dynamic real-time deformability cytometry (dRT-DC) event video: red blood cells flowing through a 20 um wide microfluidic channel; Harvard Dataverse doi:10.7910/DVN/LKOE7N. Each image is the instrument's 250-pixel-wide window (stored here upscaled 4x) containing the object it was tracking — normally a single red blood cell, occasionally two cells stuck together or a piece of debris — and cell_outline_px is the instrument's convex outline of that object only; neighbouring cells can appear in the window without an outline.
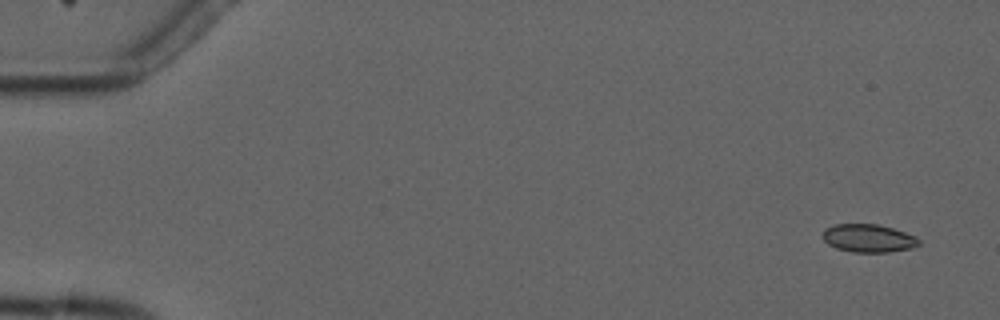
{"species": "common noctule bat (a hibernating species)", "species_latin": "Nyctalus noctula", "temperature_condition": "cold", "stored_images_in_passage": 6, "camera_frame_rate_fps": 3000, "um_per_image_px": 0.085, "animal": {"sex": "male", "forearm_length_mm": 52.5}, "frame": {"image": 1, "passage_image": 1, "time_ms": 0.0, "image_size_px": [1000, 320], "cell_outline_px": [[920, 244], [912, 248], [888, 252], [852, 252], [836, 248], [828, 244], [820, 236], [824, 228], [836, 224], [876, 224], [892, 228], [916, 236], [920, 240]], "centroid_in_image_um": [73.79, 20.25], "position_along_channel_um": 11.2, "area_um2": 15.84}}
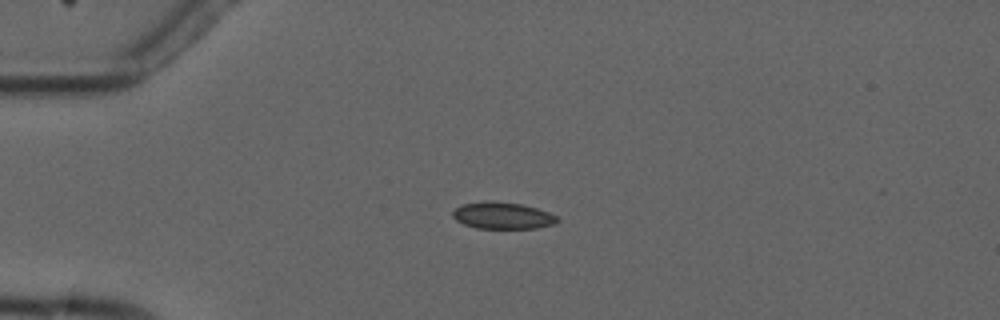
{"frame": {"image": 2, "passage_image": 4, "time_ms": 3.667, "image_size_px": [1000, 320], "cell_outline_px": [[560, 220], [556, 224], [536, 228], [476, 228], [464, 224], [456, 220], [452, 216], [452, 212], [460, 204], [484, 200], [492, 200], [520, 204], [536, 208], [548, 212], [556, 216]], "centroid_in_image_um": [42.7, 18.31], "position_along_channel_um": 42.3, "area_um2": 16.47}}
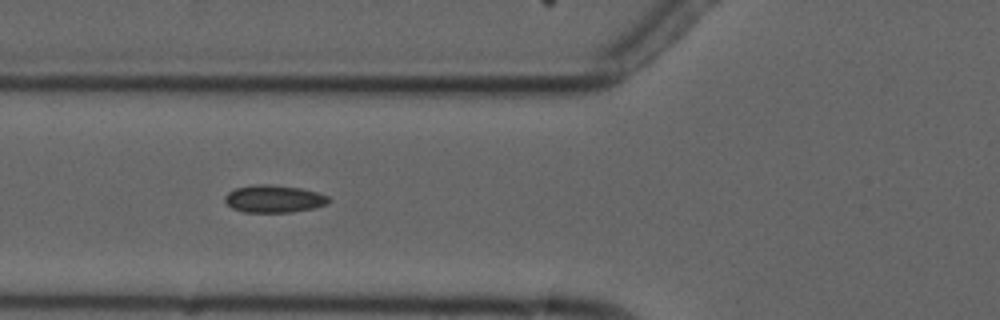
{"frame": {"image": 3, "passage_image": 6, "time_ms": 6.0, "image_size_px": [1000, 320], "cell_outline_px": [[332, 200], [328, 204], [312, 208], [292, 212], [244, 212], [232, 208], [224, 200], [224, 196], [228, 192], [236, 188], [252, 184], [272, 184], [300, 188], [316, 192], [328, 196]], "centroid_in_image_um": [23.28, 16.89], "position_along_channel_um": 102.5, "area_um2": 16.7}}